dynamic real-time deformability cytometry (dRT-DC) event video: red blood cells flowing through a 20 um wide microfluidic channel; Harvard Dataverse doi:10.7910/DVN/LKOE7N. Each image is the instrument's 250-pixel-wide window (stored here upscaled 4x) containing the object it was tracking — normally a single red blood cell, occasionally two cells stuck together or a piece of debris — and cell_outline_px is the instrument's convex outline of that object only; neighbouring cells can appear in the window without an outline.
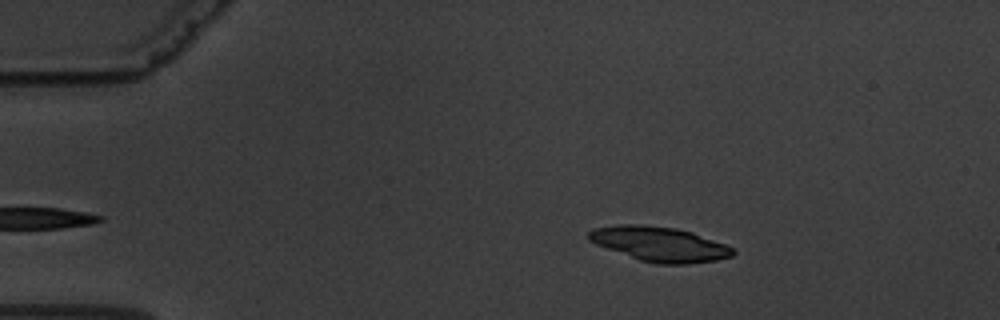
{"species": "common noctule bat (a hibernating species)", "species_latin": "Nyctalus noctula", "temperature_condition": "warm", "stored_images_in_passage": 54, "camera_frame_rate_fps": 3000, "um_per_image_px": 0.085, "animal": {"sex": "male", "body_mass_g": 19.5, "forearm_length_mm": 54.6}, "frame": {"image": 1, "passage_image": 5, "time_ms": 1.333, "image_size_px": [1000, 320], "cell_outline_px": [[736, 252], [732, 256], [716, 260], [684, 264], [656, 264], [640, 260], [596, 244], [588, 240], [588, 232], [592, 228], [616, 224], [640, 224], [676, 228], [692, 232], [724, 244], [732, 248]], "centroid_in_image_um": [56.03, 20.73], "position_along_channel_um": 29.0, "area_um2": 29.02}}